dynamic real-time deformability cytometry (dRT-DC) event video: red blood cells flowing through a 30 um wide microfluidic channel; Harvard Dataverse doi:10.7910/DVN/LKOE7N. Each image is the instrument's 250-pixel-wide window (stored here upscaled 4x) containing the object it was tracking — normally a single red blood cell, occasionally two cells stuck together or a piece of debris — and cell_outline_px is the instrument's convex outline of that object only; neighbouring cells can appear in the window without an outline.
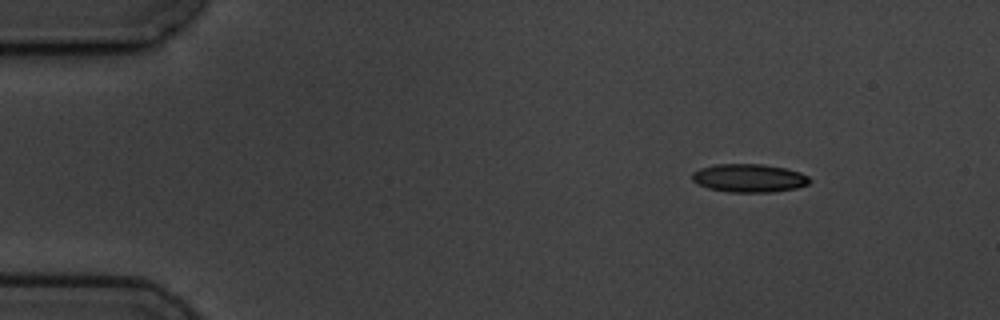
{"species": "common noctule bat (a hibernating species)", "species_latin": "Nyctalus noctula", "temperature_condition": "cold", "stored_images_in_passage": 3, "camera_frame_rate_fps": 3000, "um_per_image_px": 0.085, "animal": {"sex": "male", "body_mass_g": 19.5, "forearm_length_mm": 54.6}, "frame": {"image": 1, "passage_image": 1, "time_ms": 0.0, "image_size_px": [1000, 320], "cell_outline_px": [[812, 180], [808, 184], [796, 188], [772, 192], [728, 192], [708, 188], [696, 184], [692, 180], [692, 172], [700, 168], [716, 164], [760, 164], [784, 168], [800, 172], [808, 176]], "centroid_in_image_um": [63.65, 15.14], "position_along_channel_um": 21.4, "area_um2": 19.42}}